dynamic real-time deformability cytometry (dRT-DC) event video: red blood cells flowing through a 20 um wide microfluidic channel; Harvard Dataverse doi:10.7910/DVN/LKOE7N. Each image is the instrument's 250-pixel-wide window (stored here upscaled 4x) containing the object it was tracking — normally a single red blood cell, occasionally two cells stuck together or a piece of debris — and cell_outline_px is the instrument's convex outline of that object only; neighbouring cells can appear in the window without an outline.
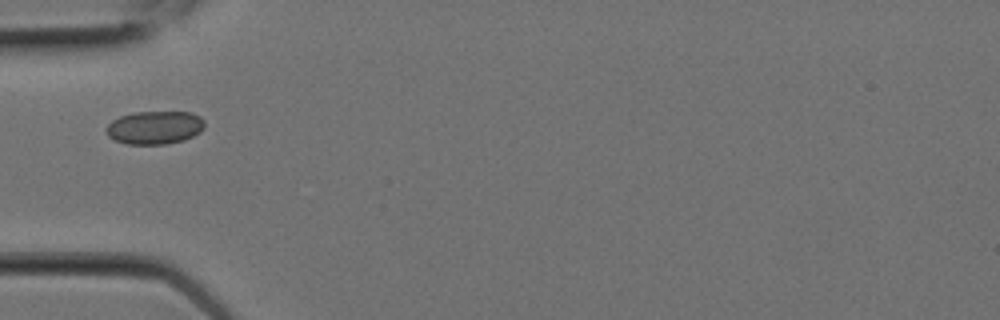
{"species": "Egyptian fruit bat (a non-hibernating species)", "species_latin": "Rousettus aegyptiacus", "temperature_condition": "room temperature", "stored_images_in_passage": 3, "camera_frame_rate_fps": 3000, "um_per_image_px": 0.085, "animal": {"sex": "female"}, "frame": {"image": 1, "passage_image": 1, "time_ms": 0.0, "image_size_px": [1000, 320], "cell_outline_px": [[204, 128], [200, 132], [184, 140], [164, 144], [128, 144], [116, 140], [108, 136], [104, 128], [112, 120], [120, 116], [136, 112], [192, 112], [200, 116], [204, 120]], "centroid_in_image_um": [13.15, 10.83], "position_along_channel_um": 71.8, "area_um2": 19.07}}
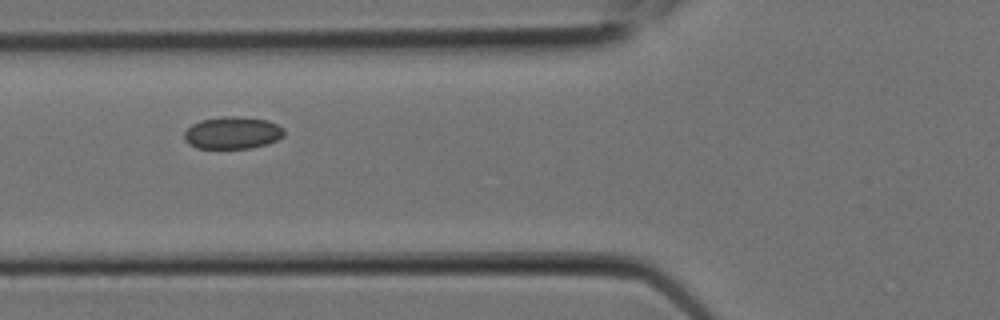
{"frame": {"image": 2, "passage_image": 2, "time_ms": 0.333, "image_size_px": [1000, 320], "cell_outline_px": [[284, 136], [268, 144], [252, 148], [196, 148], [188, 144], [184, 140], [184, 132], [192, 124], [200, 120], [220, 116], [240, 116], [268, 120], [284, 128]], "centroid_in_image_um": [19.76, 11.28], "position_along_channel_um": 106.0, "area_um2": 19.02}}
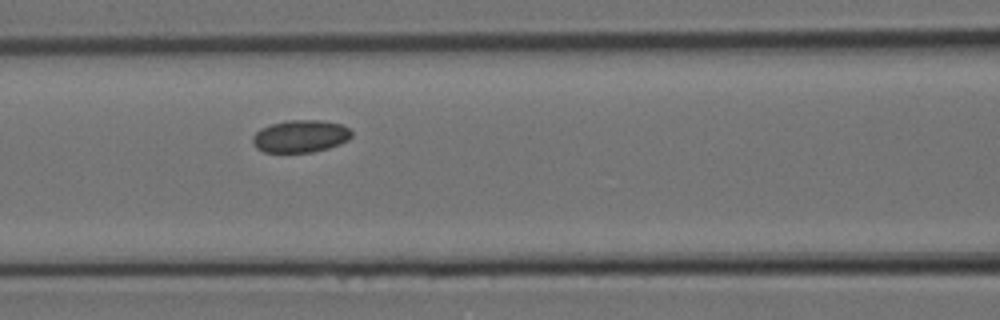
{"frame": {"image": 3, "passage_image": 3, "time_ms": 0.667, "image_size_px": [1000, 320], "cell_outline_px": [[352, 136], [348, 140], [340, 144], [328, 148], [312, 152], [264, 152], [256, 148], [252, 144], [252, 136], [260, 128], [272, 124], [292, 120], [324, 120], [340, 124], [348, 128], [352, 132]], "centroid_in_image_um": [25.53, 11.58], "position_along_channel_um": 141.1, "area_um2": 18.73}}